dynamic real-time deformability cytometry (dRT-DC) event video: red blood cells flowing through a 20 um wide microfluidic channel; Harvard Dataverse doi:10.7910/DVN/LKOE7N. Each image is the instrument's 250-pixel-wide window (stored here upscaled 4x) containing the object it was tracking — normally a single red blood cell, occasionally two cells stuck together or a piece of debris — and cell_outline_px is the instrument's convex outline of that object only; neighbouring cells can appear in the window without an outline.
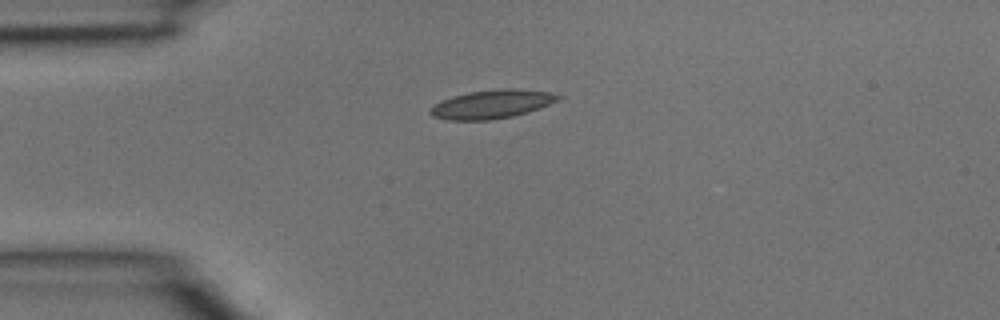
{"species": "common noctule bat (a hibernating species)", "species_latin": "Nyctalus noctula", "temperature_condition": "room temperature", "stored_images_in_passage": 3, "camera_frame_rate_fps": 3000, "um_per_image_px": 0.085, "animal": {"sex": "male", "body_mass_g": 15.6}, "frame": {"image": 1, "passage_image": 3, "time_ms": 0.667, "image_size_px": [1000, 320], "cell_outline_px": [[564, 96], [560, 100], [528, 112], [512, 116], [488, 120], [448, 120], [432, 116], [428, 112], [436, 104], [452, 96], [468, 92], [500, 88], [512, 88], [548, 92]], "centroid_in_image_um": [41.83, 8.85], "position_along_channel_um": 43.2, "area_um2": 21.21}}